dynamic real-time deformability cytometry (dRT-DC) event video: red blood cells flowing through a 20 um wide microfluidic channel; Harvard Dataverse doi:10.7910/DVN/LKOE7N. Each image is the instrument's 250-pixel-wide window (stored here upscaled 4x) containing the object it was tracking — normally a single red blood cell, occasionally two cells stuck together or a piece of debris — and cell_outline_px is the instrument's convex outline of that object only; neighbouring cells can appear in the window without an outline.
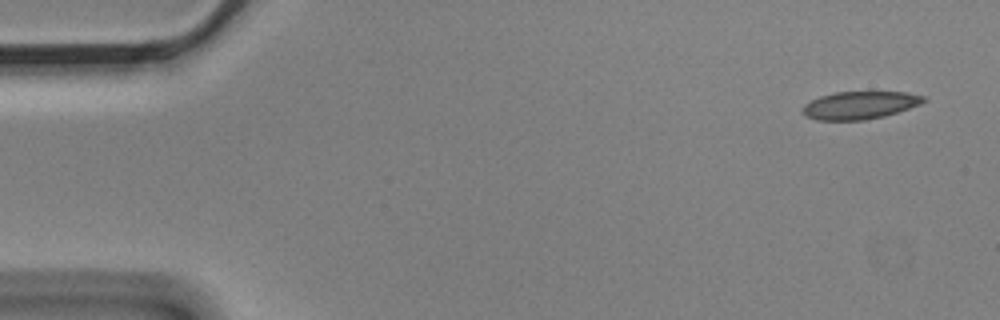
{"species": "Egyptian fruit bat (a non-hibernating species)", "species_latin": "Rousettus aegyptiacus", "temperature_condition": "cold", "stored_images_in_passage": 6, "camera_frame_rate_fps": 3000, "um_per_image_px": 0.085, "animal": {"sex": "male"}, "frame": {"image": 1, "passage_image": 1, "time_ms": 0.0, "image_size_px": [1000, 320], "cell_outline_px": [[928, 100], [920, 104], [884, 116], [864, 120], [816, 120], [804, 116], [800, 112], [804, 104], [820, 96], [836, 92], [908, 92], [924, 96]], "centroid_in_image_um": [73.05, 8.94], "position_along_channel_um": 12.0, "area_um2": 19.59}}
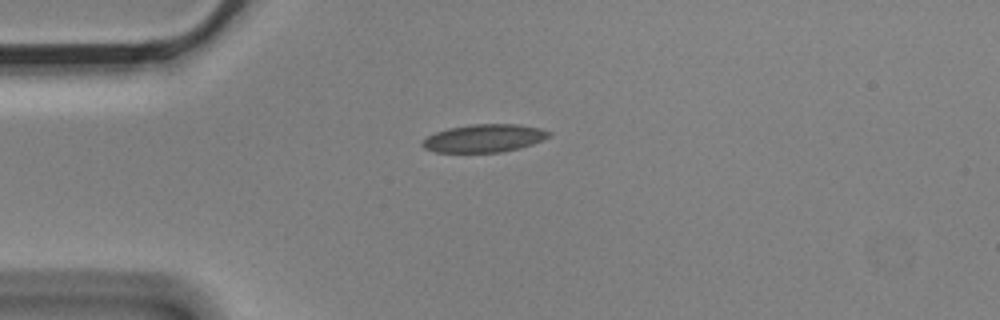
{"frame": {"image": 2, "passage_image": 4, "time_ms": 1.0, "image_size_px": [1000, 320], "cell_outline_px": [[552, 136], [544, 140], [520, 148], [500, 152], [436, 152], [424, 148], [420, 144], [420, 140], [436, 132], [448, 128], [472, 124], [520, 124], [540, 128], [552, 132]], "centroid_in_image_um": [41.17, 11.74], "position_along_channel_um": 43.8, "area_um2": 20.81}}
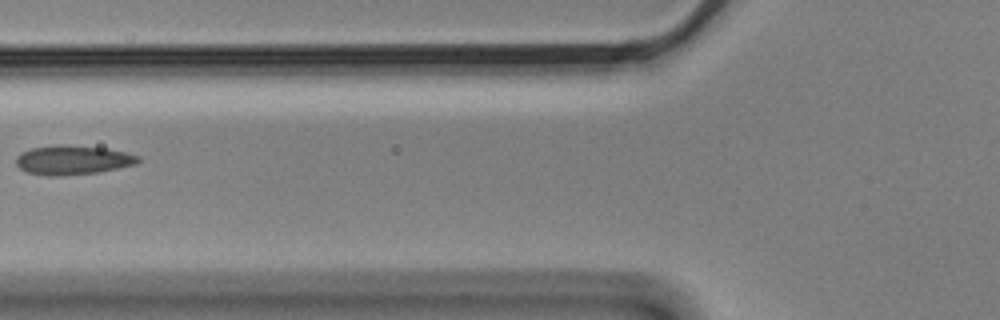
{"frame": {"image": 3, "passage_image": 6, "time_ms": 1.667, "image_size_px": [1000, 320], "cell_outline_px": [[140, 160], [136, 164], [96, 172], [60, 176], [48, 176], [28, 172], [20, 168], [16, 164], [16, 156], [20, 152], [32, 148], [60, 144], [104, 148], [124, 152], [140, 156]], "centroid_in_image_um": [6.15, 13.6], "position_along_channel_um": 119.7, "area_um2": 20.63}}